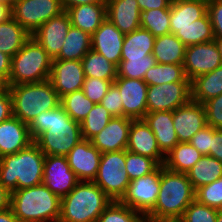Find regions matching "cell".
<instances>
[{"instance_id":"cell-1","label":"cell","mask_w":222,"mask_h":222,"mask_svg":"<svg viewBox=\"0 0 222 222\" xmlns=\"http://www.w3.org/2000/svg\"><path fill=\"white\" fill-rule=\"evenodd\" d=\"M29 131L45 155L66 156L83 139L80 123L74 121L61 105L35 117Z\"/></svg>"},{"instance_id":"cell-2","label":"cell","mask_w":222,"mask_h":222,"mask_svg":"<svg viewBox=\"0 0 222 222\" xmlns=\"http://www.w3.org/2000/svg\"><path fill=\"white\" fill-rule=\"evenodd\" d=\"M195 199V190L186 173L174 172L161 165L157 202L145 216L147 222L179 220Z\"/></svg>"},{"instance_id":"cell-3","label":"cell","mask_w":222,"mask_h":222,"mask_svg":"<svg viewBox=\"0 0 222 222\" xmlns=\"http://www.w3.org/2000/svg\"><path fill=\"white\" fill-rule=\"evenodd\" d=\"M45 154L32 142L17 153L0 158V184L10 193L42 184Z\"/></svg>"},{"instance_id":"cell-4","label":"cell","mask_w":222,"mask_h":222,"mask_svg":"<svg viewBox=\"0 0 222 222\" xmlns=\"http://www.w3.org/2000/svg\"><path fill=\"white\" fill-rule=\"evenodd\" d=\"M10 207L19 222H58L61 199L39 184L11 192Z\"/></svg>"},{"instance_id":"cell-5","label":"cell","mask_w":222,"mask_h":222,"mask_svg":"<svg viewBox=\"0 0 222 222\" xmlns=\"http://www.w3.org/2000/svg\"><path fill=\"white\" fill-rule=\"evenodd\" d=\"M111 201L93 181H79L61 199L58 222H96Z\"/></svg>"},{"instance_id":"cell-6","label":"cell","mask_w":222,"mask_h":222,"mask_svg":"<svg viewBox=\"0 0 222 222\" xmlns=\"http://www.w3.org/2000/svg\"><path fill=\"white\" fill-rule=\"evenodd\" d=\"M12 97L13 116L28 126L40 113L60 105L61 98L48 80L7 86Z\"/></svg>"},{"instance_id":"cell-7","label":"cell","mask_w":222,"mask_h":222,"mask_svg":"<svg viewBox=\"0 0 222 222\" xmlns=\"http://www.w3.org/2000/svg\"><path fill=\"white\" fill-rule=\"evenodd\" d=\"M52 58L31 36L23 47L11 58L8 85L37 83L48 80Z\"/></svg>"},{"instance_id":"cell-8","label":"cell","mask_w":222,"mask_h":222,"mask_svg":"<svg viewBox=\"0 0 222 222\" xmlns=\"http://www.w3.org/2000/svg\"><path fill=\"white\" fill-rule=\"evenodd\" d=\"M93 182L112 201H120L130 183L125 169V150L102 153L97 176Z\"/></svg>"},{"instance_id":"cell-9","label":"cell","mask_w":222,"mask_h":222,"mask_svg":"<svg viewBox=\"0 0 222 222\" xmlns=\"http://www.w3.org/2000/svg\"><path fill=\"white\" fill-rule=\"evenodd\" d=\"M64 12L61 0H17L11 16L30 34Z\"/></svg>"},{"instance_id":"cell-10","label":"cell","mask_w":222,"mask_h":222,"mask_svg":"<svg viewBox=\"0 0 222 222\" xmlns=\"http://www.w3.org/2000/svg\"><path fill=\"white\" fill-rule=\"evenodd\" d=\"M160 180L161 165L153 172L130 181L120 202L146 216L157 202Z\"/></svg>"},{"instance_id":"cell-11","label":"cell","mask_w":222,"mask_h":222,"mask_svg":"<svg viewBox=\"0 0 222 222\" xmlns=\"http://www.w3.org/2000/svg\"><path fill=\"white\" fill-rule=\"evenodd\" d=\"M191 100V82H170L147 88V113L174 111Z\"/></svg>"},{"instance_id":"cell-12","label":"cell","mask_w":222,"mask_h":222,"mask_svg":"<svg viewBox=\"0 0 222 222\" xmlns=\"http://www.w3.org/2000/svg\"><path fill=\"white\" fill-rule=\"evenodd\" d=\"M78 182L66 156L45 155L42 184L60 199L65 197Z\"/></svg>"},{"instance_id":"cell-13","label":"cell","mask_w":222,"mask_h":222,"mask_svg":"<svg viewBox=\"0 0 222 222\" xmlns=\"http://www.w3.org/2000/svg\"><path fill=\"white\" fill-rule=\"evenodd\" d=\"M221 65V54L214 40L186 47L183 68L186 78L190 81Z\"/></svg>"},{"instance_id":"cell-14","label":"cell","mask_w":222,"mask_h":222,"mask_svg":"<svg viewBox=\"0 0 222 222\" xmlns=\"http://www.w3.org/2000/svg\"><path fill=\"white\" fill-rule=\"evenodd\" d=\"M113 84L123 100V116L132 120L144 119L147 113L148 85L140 79L117 77Z\"/></svg>"},{"instance_id":"cell-15","label":"cell","mask_w":222,"mask_h":222,"mask_svg":"<svg viewBox=\"0 0 222 222\" xmlns=\"http://www.w3.org/2000/svg\"><path fill=\"white\" fill-rule=\"evenodd\" d=\"M102 153L91 140L82 139L66 155L71 170L79 181H93L98 172Z\"/></svg>"},{"instance_id":"cell-16","label":"cell","mask_w":222,"mask_h":222,"mask_svg":"<svg viewBox=\"0 0 222 222\" xmlns=\"http://www.w3.org/2000/svg\"><path fill=\"white\" fill-rule=\"evenodd\" d=\"M81 61L53 59L49 81L59 97L80 90L84 83Z\"/></svg>"},{"instance_id":"cell-17","label":"cell","mask_w":222,"mask_h":222,"mask_svg":"<svg viewBox=\"0 0 222 222\" xmlns=\"http://www.w3.org/2000/svg\"><path fill=\"white\" fill-rule=\"evenodd\" d=\"M71 27V20L66 11L46 21L31 36L42 46L52 59L62 49L65 37Z\"/></svg>"},{"instance_id":"cell-18","label":"cell","mask_w":222,"mask_h":222,"mask_svg":"<svg viewBox=\"0 0 222 222\" xmlns=\"http://www.w3.org/2000/svg\"><path fill=\"white\" fill-rule=\"evenodd\" d=\"M173 124L179 142H189L191 138L207 126L203 104L190 100L173 111Z\"/></svg>"},{"instance_id":"cell-19","label":"cell","mask_w":222,"mask_h":222,"mask_svg":"<svg viewBox=\"0 0 222 222\" xmlns=\"http://www.w3.org/2000/svg\"><path fill=\"white\" fill-rule=\"evenodd\" d=\"M124 34L106 17L91 35V49L117 67L121 61Z\"/></svg>"},{"instance_id":"cell-20","label":"cell","mask_w":222,"mask_h":222,"mask_svg":"<svg viewBox=\"0 0 222 222\" xmlns=\"http://www.w3.org/2000/svg\"><path fill=\"white\" fill-rule=\"evenodd\" d=\"M127 151L154 159L164 165L166 155L160 150L156 137L144 119L132 120Z\"/></svg>"},{"instance_id":"cell-21","label":"cell","mask_w":222,"mask_h":222,"mask_svg":"<svg viewBox=\"0 0 222 222\" xmlns=\"http://www.w3.org/2000/svg\"><path fill=\"white\" fill-rule=\"evenodd\" d=\"M132 119L113 117L104 129L91 139L101 153L126 150Z\"/></svg>"},{"instance_id":"cell-22","label":"cell","mask_w":222,"mask_h":222,"mask_svg":"<svg viewBox=\"0 0 222 222\" xmlns=\"http://www.w3.org/2000/svg\"><path fill=\"white\" fill-rule=\"evenodd\" d=\"M34 142L29 126L12 116L0 123V158L28 147Z\"/></svg>"},{"instance_id":"cell-23","label":"cell","mask_w":222,"mask_h":222,"mask_svg":"<svg viewBox=\"0 0 222 222\" xmlns=\"http://www.w3.org/2000/svg\"><path fill=\"white\" fill-rule=\"evenodd\" d=\"M106 17L124 35L140 28L141 11L137 0H105Z\"/></svg>"},{"instance_id":"cell-24","label":"cell","mask_w":222,"mask_h":222,"mask_svg":"<svg viewBox=\"0 0 222 222\" xmlns=\"http://www.w3.org/2000/svg\"><path fill=\"white\" fill-rule=\"evenodd\" d=\"M145 122L153 131L160 150L166 155L178 143L173 124V111H157L146 113Z\"/></svg>"},{"instance_id":"cell-25","label":"cell","mask_w":222,"mask_h":222,"mask_svg":"<svg viewBox=\"0 0 222 222\" xmlns=\"http://www.w3.org/2000/svg\"><path fill=\"white\" fill-rule=\"evenodd\" d=\"M71 25L92 35L106 19V3L74 6L66 11Z\"/></svg>"},{"instance_id":"cell-26","label":"cell","mask_w":222,"mask_h":222,"mask_svg":"<svg viewBox=\"0 0 222 222\" xmlns=\"http://www.w3.org/2000/svg\"><path fill=\"white\" fill-rule=\"evenodd\" d=\"M207 13V0H172L170 27H187Z\"/></svg>"},{"instance_id":"cell-27","label":"cell","mask_w":222,"mask_h":222,"mask_svg":"<svg viewBox=\"0 0 222 222\" xmlns=\"http://www.w3.org/2000/svg\"><path fill=\"white\" fill-rule=\"evenodd\" d=\"M174 34L186 47L200 43H206L215 39L213 26L208 12L187 27H170Z\"/></svg>"},{"instance_id":"cell-28","label":"cell","mask_w":222,"mask_h":222,"mask_svg":"<svg viewBox=\"0 0 222 222\" xmlns=\"http://www.w3.org/2000/svg\"><path fill=\"white\" fill-rule=\"evenodd\" d=\"M31 34L12 16L0 23V51L11 58L30 39Z\"/></svg>"},{"instance_id":"cell-29","label":"cell","mask_w":222,"mask_h":222,"mask_svg":"<svg viewBox=\"0 0 222 222\" xmlns=\"http://www.w3.org/2000/svg\"><path fill=\"white\" fill-rule=\"evenodd\" d=\"M186 46L172 33L158 36L153 47L157 63L184 64Z\"/></svg>"},{"instance_id":"cell-30","label":"cell","mask_w":222,"mask_h":222,"mask_svg":"<svg viewBox=\"0 0 222 222\" xmlns=\"http://www.w3.org/2000/svg\"><path fill=\"white\" fill-rule=\"evenodd\" d=\"M222 94V65L191 81V100L204 104Z\"/></svg>"},{"instance_id":"cell-31","label":"cell","mask_w":222,"mask_h":222,"mask_svg":"<svg viewBox=\"0 0 222 222\" xmlns=\"http://www.w3.org/2000/svg\"><path fill=\"white\" fill-rule=\"evenodd\" d=\"M155 39L151 32L142 27L125 34L121 59H137L152 54Z\"/></svg>"},{"instance_id":"cell-32","label":"cell","mask_w":222,"mask_h":222,"mask_svg":"<svg viewBox=\"0 0 222 222\" xmlns=\"http://www.w3.org/2000/svg\"><path fill=\"white\" fill-rule=\"evenodd\" d=\"M90 50L91 35L71 25L60 54L55 59L81 61Z\"/></svg>"},{"instance_id":"cell-33","label":"cell","mask_w":222,"mask_h":222,"mask_svg":"<svg viewBox=\"0 0 222 222\" xmlns=\"http://www.w3.org/2000/svg\"><path fill=\"white\" fill-rule=\"evenodd\" d=\"M186 174L196 190L222 177V162L210 155H203Z\"/></svg>"},{"instance_id":"cell-34","label":"cell","mask_w":222,"mask_h":222,"mask_svg":"<svg viewBox=\"0 0 222 222\" xmlns=\"http://www.w3.org/2000/svg\"><path fill=\"white\" fill-rule=\"evenodd\" d=\"M202 156L189 142H179L166 154L164 166L174 172L186 173Z\"/></svg>"},{"instance_id":"cell-35","label":"cell","mask_w":222,"mask_h":222,"mask_svg":"<svg viewBox=\"0 0 222 222\" xmlns=\"http://www.w3.org/2000/svg\"><path fill=\"white\" fill-rule=\"evenodd\" d=\"M81 62L85 77L103 80H115L117 78V66L92 49L83 57Z\"/></svg>"},{"instance_id":"cell-36","label":"cell","mask_w":222,"mask_h":222,"mask_svg":"<svg viewBox=\"0 0 222 222\" xmlns=\"http://www.w3.org/2000/svg\"><path fill=\"white\" fill-rule=\"evenodd\" d=\"M143 81L148 85H161L170 82H191L186 78L183 64L156 63L149 68L144 75Z\"/></svg>"},{"instance_id":"cell-37","label":"cell","mask_w":222,"mask_h":222,"mask_svg":"<svg viewBox=\"0 0 222 222\" xmlns=\"http://www.w3.org/2000/svg\"><path fill=\"white\" fill-rule=\"evenodd\" d=\"M60 105L65 112L77 122H81L95 105L84 95L82 89L68 93L61 97Z\"/></svg>"},{"instance_id":"cell-38","label":"cell","mask_w":222,"mask_h":222,"mask_svg":"<svg viewBox=\"0 0 222 222\" xmlns=\"http://www.w3.org/2000/svg\"><path fill=\"white\" fill-rule=\"evenodd\" d=\"M113 118L111 113L100 103L93 106L88 115L80 122L83 139L91 140L106 127Z\"/></svg>"},{"instance_id":"cell-39","label":"cell","mask_w":222,"mask_h":222,"mask_svg":"<svg viewBox=\"0 0 222 222\" xmlns=\"http://www.w3.org/2000/svg\"><path fill=\"white\" fill-rule=\"evenodd\" d=\"M140 25L155 37L171 33L170 9H150L141 12Z\"/></svg>"},{"instance_id":"cell-40","label":"cell","mask_w":222,"mask_h":222,"mask_svg":"<svg viewBox=\"0 0 222 222\" xmlns=\"http://www.w3.org/2000/svg\"><path fill=\"white\" fill-rule=\"evenodd\" d=\"M96 222H147L140 212L131 209L120 201H111Z\"/></svg>"},{"instance_id":"cell-41","label":"cell","mask_w":222,"mask_h":222,"mask_svg":"<svg viewBox=\"0 0 222 222\" xmlns=\"http://www.w3.org/2000/svg\"><path fill=\"white\" fill-rule=\"evenodd\" d=\"M153 54L137 59H121L117 67V77L143 80L145 73L156 64Z\"/></svg>"},{"instance_id":"cell-42","label":"cell","mask_w":222,"mask_h":222,"mask_svg":"<svg viewBox=\"0 0 222 222\" xmlns=\"http://www.w3.org/2000/svg\"><path fill=\"white\" fill-rule=\"evenodd\" d=\"M159 164L152 158L125 150V169L130 181L153 172Z\"/></svg>"},{"instance_id":"cell-43","label":"cell","mask_w":222,"mask_h":222,"mask_svg":"<svg viewBox=\"0 0 222 222\" xmlns=\"http://www.w3.org/2000/svg\"><path fill=\"white\" fill-rule=\"evenodd\" d=\"M195 199L202 204L222 210V177L195 190Z\"/></svg>"},{"instance_id":"cell-44","label":"cell","mask_w":222,"mask_h":222,"mask_svg":"<svg viewBox=\"0 0 222 222\" xmlns=\"http://www.w3.org/2000/svg\"><path fill=\"white\" fill-rule=\"evenodd\" d=\"M218 210L199 203L196 199L186 208L179 222H216Z\"/></svg>"},{"instance_id":"cell-45","label":"cell","mask_w":222,"mask_h":222,"mask_svg":"<svg viewBox=\"0 0 222 222\" xmlns=\"http://www.w3.org/2000/svg\"><path fill=\"white\" fill-rule=\"evenodd\" d=\"M113 82L114 80L85 77L82 90L86 97L97 104L101 102Z\"/></svg>"},{"instance_id":"cell-46","label":"cell","mask_w":222,"mask_h":222,"mask_svg":"<svg viewBox=\"0 0 222 222\" xmlns=\"http://www.w3.org/2000/svg\"><path fill=\"white\" fill-rule=\"evenodd\" d=\"M206 113L207 125L222 129V94L209 99L203 104Z\"/></svg>"},{"instance_id":"cell-47","label":"cell","mask_w":222,"mask_h":222,"mask_svg":"<svg viewBox=\"0 0 222 222\" xmlns=\"http://www.w3.org/2000/svg\"><path fill=\"white\" fill-rule=\"evenodd\" d=\"M119 89L112 83L106 95L101 100L100 104L104 106L113 117L123 116V103Z\"/></svg>"},{"instance_id":"cell-48","label":"cell","mask_w":222,"mask_h":222,"mask_svg":"<svg viewBox=\"0 0 222 222\" xmlns=\"http://www.w3.org/2000/svg\"><path fill=\"white\" fill-rule=\"evenodd\" d=\"M207 12L211 19L215 38H222V0H207Z\"/></svg>"},{"instance_id":"cell-49","label":"cell","mask_w":222,"mask_h":222,"mask_svg":"<svg viewBox=\"0 0 222 222\" xmlns=\"http://www.w3.org/2000/svg\"><path fill=\"white\" fill-rule=\"evenodd\" d=\"M203 155H210L211 126L207 125L198 131L189 141Z\"/></svg>"},{"instance_id":"cell-50","label":"cell","mask_w":222,"mask_h":222,"mask_svg":"<svg viewBox=\"0 0 222 222\" xmlns=\"http://www.w3.org/2000/svg\"><path fill=\"white\" fill-rule=\"evenodd\" d=\"M13 116L12 97L7 86L0 88V123Z\"/></svg>"},{"instance_id":"cell-51","label":"cell","mask_w":222,"mask_h":222,"mask_svg":"<svg viewBox=\"0 0 222 222\" xmlns=\"http://www.w3.org/2000/svg\"><path fill=\"white\" fill-rule=\"evenodd\" d=\"M210 156L222 162V129L211 127Z\"/></svg>"},{"instance_id":"cell-52","label":"cell","mask_w":222,"mask_h":222,"mask_svg":"<svg viewBox=\"0 0 222 222\" xmlns=\"http://www.w3.org/2000/svg\"><path fill=\"white\" fill-rule=\"evenodd\" d=\"M10 72L11 57L0 51V84L2 86H8Z\"/></svg>"},{"instance_id":"cell-53","label":"cell","mask_w":222,"mask_h":222,"mask_svg":"<svg viewBox=\"0 0 222 222\" xmlns=\"http://www.w3.org/2000/svg\"><path fill=\"white\" fill-rule=\"evenodd\" d=\"M172 0H137L141 12L150 9H170Z\"/></svg>"},{"instance_id":"cell-54","label":"cell","mask_w":222,"mask_h":222,"mask_svg":"<svg viewBox=\"0 0 222 222\" xmlns=\"http://www.w3.org/2000/svg\"><path fill=\"white\" fill-rule=\"evenodd\" d=\"M64 11L74 6L92 4V3H106L105 0H61Z\"/></svg>"},{"instance_id":"cell-55","label":"cell","mask_w":222,"mask_h":222,"mask_svg":"<svg viewBox=\"0 0 222 222\" xmlns=\"http://www.w3.org/2000/svg\"><path fill=\"white\" fill-rule=\"evenodd\" d=\"M11 193L0 184V211L10 208Z\"/></svg>"},{"instance_id":"cell-56","label":"cell","mask_w":222,"mask_h":222,"mask_svg":"<svg viewBox=\"0 0 222 222\" xmlns=\"http://www.w3.org/2000/svg\"><path fill=\"white\" fill-rule=\"evenodd\" d=\"M0 222H19V220L10 207L0 211Z\"/></svg>"},{"instance_id":"cell-57","label":"cell","mask_w":222,"mask_h":222,"mask_svg":"<svg viewBox=\"0 0 222 222\" xmlns=\"http://www.w3.org/2000/svg\"><path fill=\"white\" fill-rule=\"evenodd\" d=\"M11 16V10L6 6L0 4V23Z\"/></svg>"},{"instance_id":"cell-58","label":"cell","mask_w":222,"mask_h":222,"mask_svg":"<svg viewBox=\"0 0 222 222\" xmlns=\"http://www.w3.org/2000/svg\"><path fill=\"white\" fill-rule=\"evenodd\" d=\"M17 0H0V4L6 6L10 10L14 7Z\"/></svg>"},{"instance_id":"cell-59","label":"cell","mask_w":222,"mask_h":222,"mask_svg":"<svg viewBox=\"0 0 222 222\" xmlns=\"http://www.w3.org/2000/svg\"><path fill=\"white\" fill-rule=\"evenodd\" d=\"M214 41L217 44L219 53L221 54V58H222V38H215Z\"/></svg>"},{"instance_id":"cell-60","label":"cell","mask_w":222,"mask_h":222,"mask_svg":"<svg viewBox=\"0 0 222 222\" xmlns=\"http://www.w3.org/2000/svg\"><path fill=\"white\" fill-rule=\"evenodd\" d=\"M216 222H222V210H218Z\"/></svg>"},{"instance_id":"cell-61","label":"cell","mask_w":222,"mask_h":222,"mask_svg":"<svg viewBox=\"0 0 222 222\" xmlns=\"http://www.w3.org/2000/svg\"><path fill=\"white\" fill-rule=\"evenodd\" d=\"M158 222H179V220H172V221H158Z\"/></svg>"}]
</instances>
